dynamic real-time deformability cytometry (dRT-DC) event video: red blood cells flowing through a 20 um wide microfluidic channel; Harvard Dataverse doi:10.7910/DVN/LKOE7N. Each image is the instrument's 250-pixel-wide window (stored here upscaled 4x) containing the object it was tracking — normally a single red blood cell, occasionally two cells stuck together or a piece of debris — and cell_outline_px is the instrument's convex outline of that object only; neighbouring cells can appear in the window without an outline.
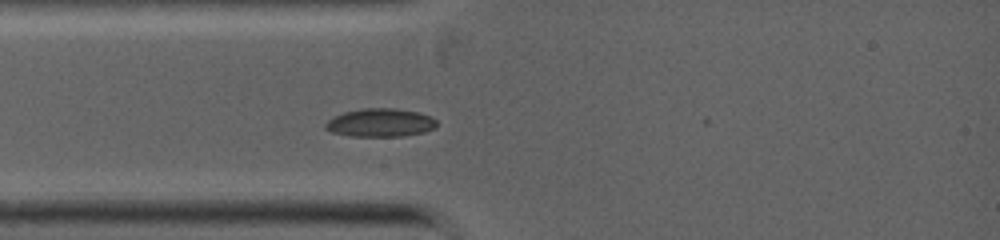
{"species": "common noctule bat (a hibernating species)", "species_latin": "Nyctalus noctula", "temperature_condition": "warm", "stored_images_in_passage": 2, "camera_frame_rate_fps": 5000, "um_per_image_px": 0.085, "animal": {"sex": "female", "body_mass_g": 19.0, "forearm_length_mm": 53.3}, "frame": {"image": 1, "passage_image": 1, "time_ms": 0.0, "image_size_px": [1000, 240], "cell_outline_px": [[436, 128], [424, 132], [404, 136], [352, 136], [332, 132], [324, 128], [324, 124], [332, 116], [344, 112], [360, 108], [396, 108], [416, 112], [428, 116], [436, 120]], "centroid_in_image_um": [32.29, 10.42], "position_along_channel_um": 52.7, "area_um2": 18.38}}